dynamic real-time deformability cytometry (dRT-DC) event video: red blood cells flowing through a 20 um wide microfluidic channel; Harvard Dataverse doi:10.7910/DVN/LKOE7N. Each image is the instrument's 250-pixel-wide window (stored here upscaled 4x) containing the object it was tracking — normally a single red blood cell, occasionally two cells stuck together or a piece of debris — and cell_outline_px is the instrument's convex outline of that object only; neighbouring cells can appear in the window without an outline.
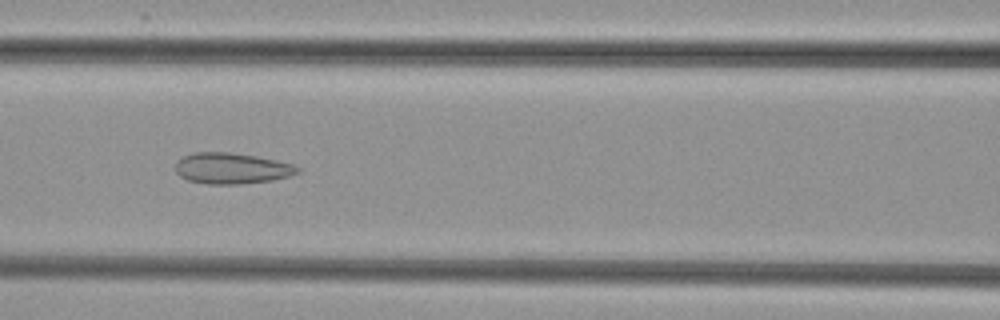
{"species": "common noctule bat (a hibernating species)", "species_latin": "Nyctalus noctula", "temperature_condition": "cold", "stored_images_in_passage": 41, "camera_frame_rate_fps": 3000, "um_per_image_px": 0.085, "animal": {"sex": "female", "body_mass_g": 29.2, "forearm_length_mm": 56.3}, "frame": {"image": 1, "passage_image": 14, "time_ms": 4.333, "image_size_px": [1000, 320], "cell_outline_px": [[300, 172], [288, 176], [272, 180], [240, 184], [208, 184], [188, 180], [180, 176], [176, 172], [176, 164], [184, 156], [196, 152], [228, 152], [256, 156], [276, 160], [292, 164], [300, 168]], "centroid_in_image_um": [19.71, 14.31], "position_along_channel_um": 146.9, "area_um2": 21.85}}
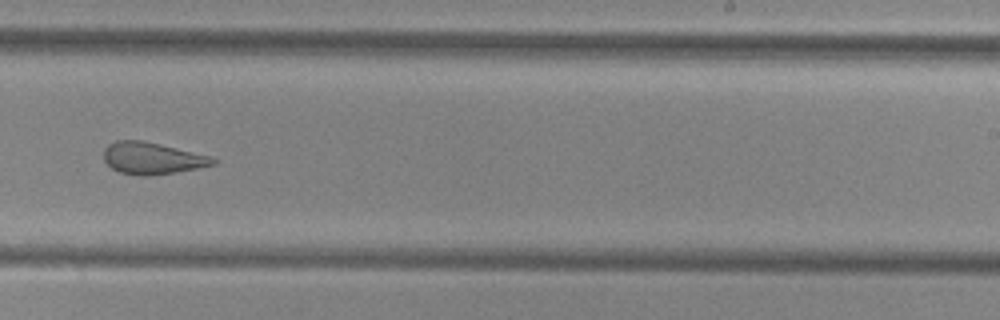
{"frame": {"image": 2, "passage_image": 24, "time_ms": 7.667, "image_size_px": [1000, 320], "cell_outline_px": [[220, 160], [216, 164], [176, 172], [148, 176], [136, 176], [120, 172], [112, 168], [104, 160], [104, 148], [108, 144], [116, 140], [144, 140], [212, 156]], "centroid_in_image_um": [12.96, 13.45], "position_along_channel_um": 276.0, "area_um2": 20.52}}
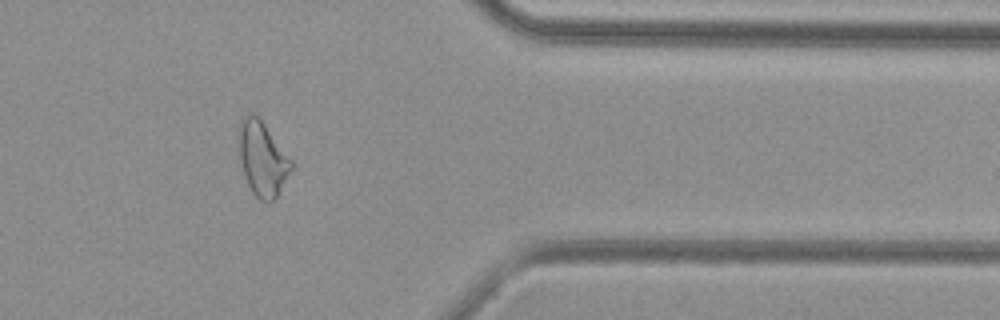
{"frame": {"image": 3, "passage_image": 34, "time_ms": 11.0, "image_size_px": [1000, 320], "cell_outline_px": [[292, 168], [276, 196], [272, 200], [260, 200], [252, 192], [248, 184], [240, 160], [236, 136], [240, 120], [248, 112], [252, 112], [264, 124], [292, 160]], "centroid_in_image_um": [22.25, 13.43], "position_along_channel_um": 389.1, "area_um2": 22.48}}